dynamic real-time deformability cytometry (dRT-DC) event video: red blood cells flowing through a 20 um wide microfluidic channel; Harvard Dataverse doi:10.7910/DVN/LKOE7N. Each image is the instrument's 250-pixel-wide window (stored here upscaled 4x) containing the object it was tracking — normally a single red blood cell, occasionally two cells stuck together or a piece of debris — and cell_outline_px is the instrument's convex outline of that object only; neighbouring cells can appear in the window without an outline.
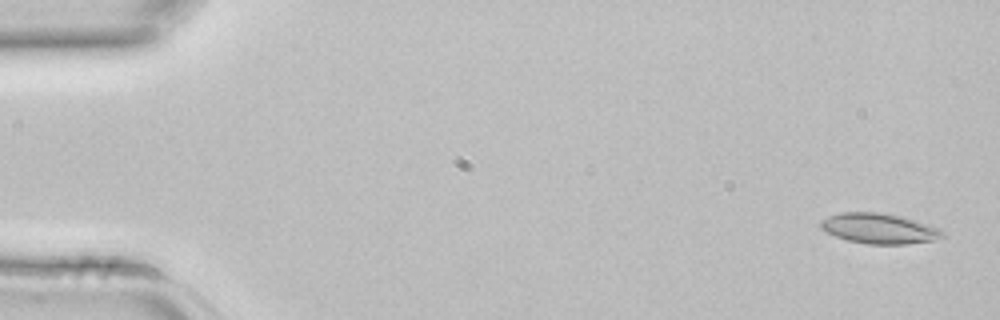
{"species": "common noctule bat (a hibernating species)", "species_latin": "Nyctalus noctula", "temperature_condition": "room temperature", "stored_images_in_passage": 3, "camera_frame_rate_fps": 3000, "um_per_image_px": 0.085, "animal": {"sex": "female", "body_mass_g": 22.7, "forearm_length_mm": 54.2}, "frame": {"image": 1, "passage_image": 1, "time_ms": 0.0, "image_size_px": [1000, 320], "cell_outline_px": [[944, 236], [932, 240], [908, 244], [868, 244], [848, 240], [836, 236], [820, 228], [820, 220], [828, 216], [840, 212], [880, 212], [900, 216], [936, 228], [944, 232]], "centroid_in_image_um": [74.66, 19.42], "position_along_channel_um": 10.3, "area_um2": 21.15}}
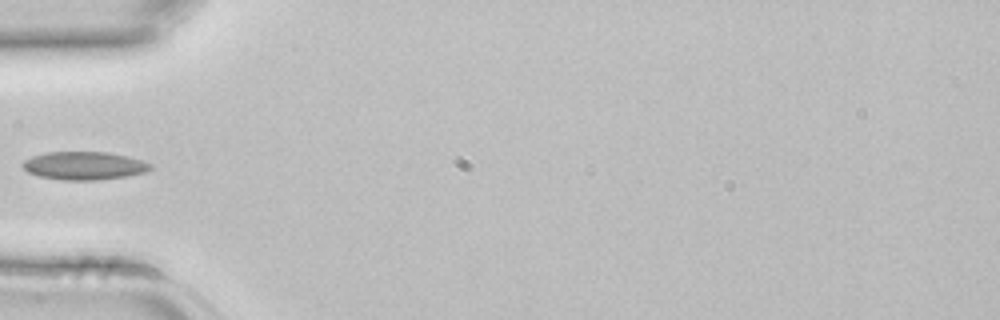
{"frame": {"image": 2, "passage_image": 3, "time_ms": 0.667, "image_size_px": [1000, 320], "cell_outline_px": [[152, 168], [148, 172], [128, 176], [96, 180], [60, 180], [40, 176], [28, 172], [20, 164], [24, 160], [32, 156], [48, 152], [108, 152], [128, 156], [152, 164]], "centroid_in_image_um": [7.17, 14.08], "position_along_channel_um": 77.8, "area_um2": 21.04}}